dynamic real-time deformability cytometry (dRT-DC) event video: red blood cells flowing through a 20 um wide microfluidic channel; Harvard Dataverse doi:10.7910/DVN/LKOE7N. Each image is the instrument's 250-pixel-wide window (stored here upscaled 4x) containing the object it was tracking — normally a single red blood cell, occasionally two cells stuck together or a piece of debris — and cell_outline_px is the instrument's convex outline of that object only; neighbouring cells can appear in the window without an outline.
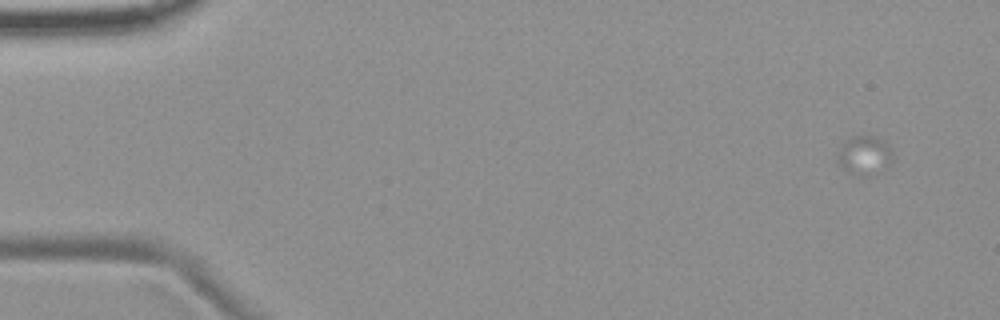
{"species": "common noctule bat (a hibernating species)", "species_latin": "Nyctalus noctula", "temperature_condition": "room temperature", "stored_images_in_passage": 6, "camera_frame_rate_fps": 3000, "um_per_image_px": 0.085, "animal": {"sex": "female", "body_mass_g": 19.9}, "frame": {"image": 1, "passage_image": 2, "time_ms": 1.333, "image_size_px": [1000, 320], "cell_outline_px": [[892, 164], [868, 176], [864, 176], [848, 172], [836, 160], [836, 156], [840, 148], [848, 140], [856, 136], [876, 136], [892, 152]], "centroid_in_image_um": [73.47, 13.22], "position_along_channel_um": 11.5, "area_um2": 12.08}}